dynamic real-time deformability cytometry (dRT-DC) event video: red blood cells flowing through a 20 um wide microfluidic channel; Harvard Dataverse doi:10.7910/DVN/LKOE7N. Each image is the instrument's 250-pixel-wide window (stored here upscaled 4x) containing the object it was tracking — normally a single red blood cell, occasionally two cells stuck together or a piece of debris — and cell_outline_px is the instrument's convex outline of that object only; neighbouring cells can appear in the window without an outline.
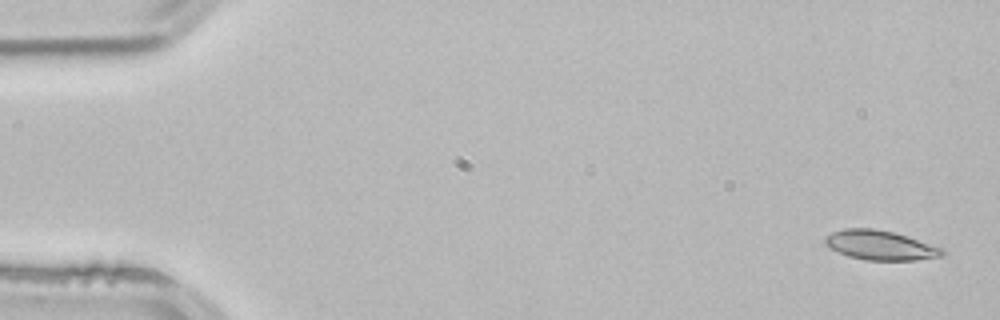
{"species": "common noctule bat (a hibernating species)", "species_latin": "Nyctalus noctula", "temperature_condition": "room temperature", "stored_images_in_passage": 3, "camera_frame_rate_fps": 3000, "um_per_image_px": 0.085, "animal": {"sex": "male", "body_mass_g": 21.5, "forearm_length_mm": 52.0}, "frame": {"image": 1, "passage_image": 1, "time_ms": 0.0, "image_size_px": [1000, 320], "cell_outline_px": [[944, 256], [916, 260], [864, 260], [848, 256], [828, 248], [824, 244], [824, 236], [832, 232], [844, 228], [876, 228], [908, 236], [940, 248], [944, 252]], "centroid_in_image_um": [74.75, 20.84], "position_along_channel_um": 10.3, "area_um2": 20.23}}